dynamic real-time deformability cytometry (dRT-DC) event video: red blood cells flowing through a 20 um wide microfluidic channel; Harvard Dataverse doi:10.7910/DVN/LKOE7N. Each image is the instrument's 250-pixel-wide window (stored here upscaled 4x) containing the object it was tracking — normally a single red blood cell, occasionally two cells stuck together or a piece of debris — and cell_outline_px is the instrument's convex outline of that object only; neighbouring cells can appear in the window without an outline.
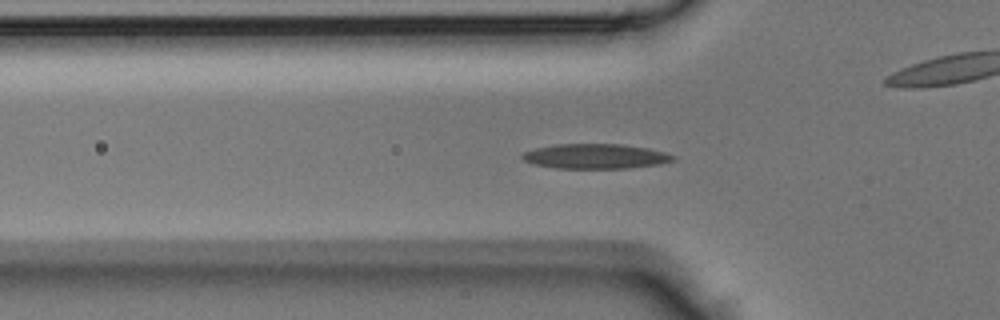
{"species": "Egyptian fruit bat (a non-hibernating species)", "species_latin": "Rousettus aegyptiacus", "temperature_condition": "room temperature", "stored_images_in_passage": 43, "camera_frame_rate_fps": 3000, "um_per_image_px": 0.085, "animal": {"sex": "male"}, "frame": {"image": 1, "passage_image": 13, "time_ms": 4.0, "image_size_px": [1000, 320], "cell_outline_px": [[676, 160], [660, 164], [628, 168], [556, 168], [532, 164], [524, 160], [520, 156], [524, 152], [536, 148], [556, 144], [620, 144], [648, 148], [664, 152], [676, 156]], "centroid_in_image_um": [50.62, 13.28], "position_along_channel_um": 75.2, "area_um2": 21.85}}
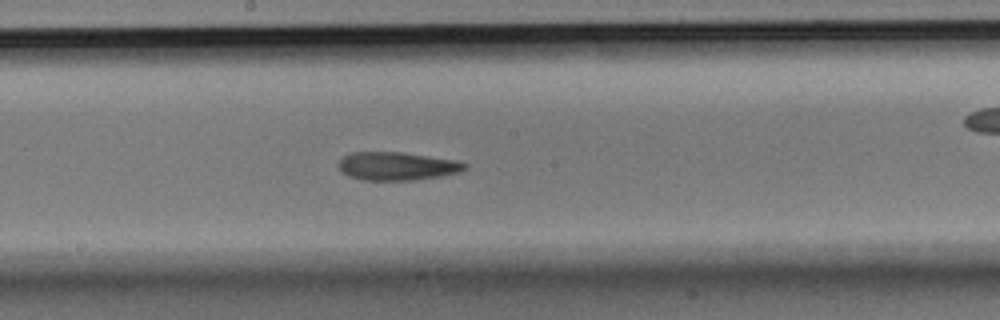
{"frame": {"image": 2, "passage_image": 22, "time_ms": 7.0, "image_size_px": [1000, 320], "cell_outline_px": [[468, 168], [460, 172], [440, 176], [416, 180], [364, 180], [348, 176], [340, 172], [340, 160], [344, 156], [352, 152], [404, 152], [456, 160], [468, 164]], "centroid_in_image_um": [33.78, 14.12], "position_along_channel_um": 214.4, "area_um2": 20.87}}
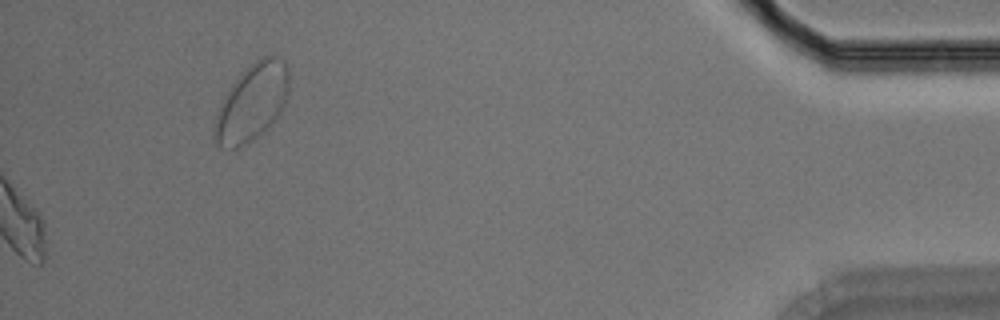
{"frame": {"image": 3, "passage_image": 43, "time_ms": 14.0, "image_size_px": [1000, 320], "cell_outline_px": [[288, 92], [284, 104], [276, 120], [268, 128], [248, 144], [240, 148], [232, 148], [216, 144], [212, 140], [212, 132], [216, 112], [224, 96], [232, 84], [256, 60], [272, 52], [284, 60], [288, 68]], "centroid_in_image_um": [21.41, 8.74], "position_along_channel_um": 413.8, "area_um2": 33.7}}